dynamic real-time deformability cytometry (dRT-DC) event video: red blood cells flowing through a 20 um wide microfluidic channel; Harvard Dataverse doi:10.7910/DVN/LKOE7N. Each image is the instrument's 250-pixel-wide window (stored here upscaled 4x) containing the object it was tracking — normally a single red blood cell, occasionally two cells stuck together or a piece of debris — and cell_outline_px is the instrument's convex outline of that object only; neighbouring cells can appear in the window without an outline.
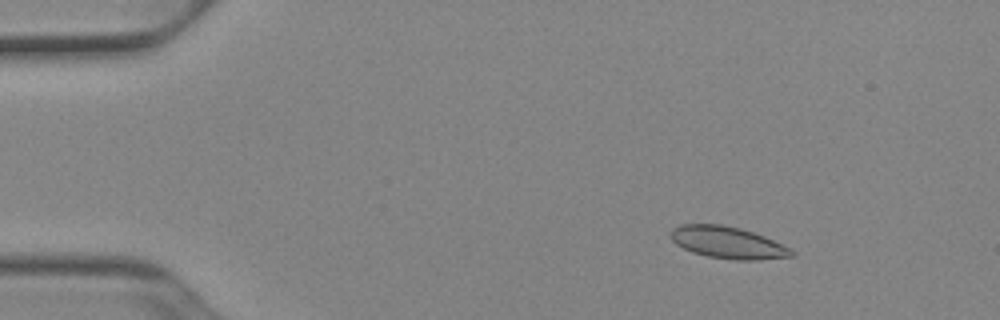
{"species": "Egyptian fruit bat (a non-hibernating species)", "species_latin": "Rousettus aegyptiacus", "temperature_condition": "cold", "stored_images_in_passage": 52, "camera_frame_rate_fps": 3000, "um_per_image_px": 0.085, "animal": {"sex": "female"}, "frame": {"image": 1, "passage_image": 8, "time_ms": 2.333, "image_size_px": [1000, 320], "cell_outline_px": [[796, 252], [792, 256], [760, 260], [736, 260], [708, 256], [692, 252], [676, 244], [672, 240], [672, 228], [680, 224], [720, 224], [740, 228], [764, 236], [792, 248]], "centroid_in_image_um": [61.89, 20.62], "position_along_channel_um": 23.1, "area_um2": 22.43}}
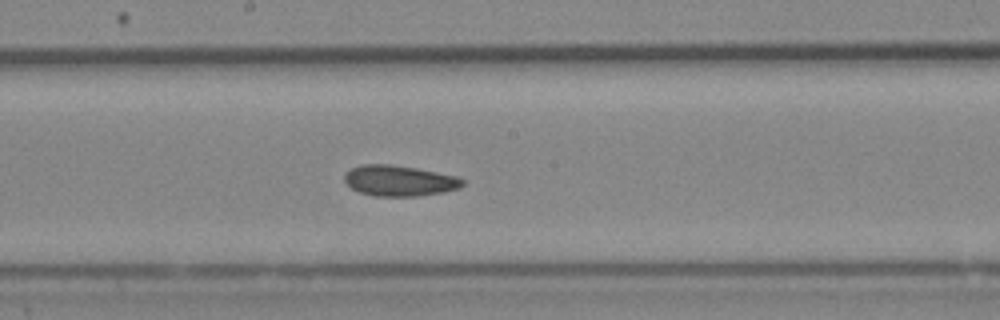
{"frame": {"image": 2, "passage_image": 29, "time_ms": 9.333, "image_size_px": [1000, 320], "cell_outline_px": [[464, 184], [460, 188], [444, 192], [420, 196], [372, 196], [360, 192], [352, 188], [344, 180], [344, 176], [352, 168], [360, 164], [392, 164], [416, 168], [456, 176], [464, 180]], "centroid_in_image_um": [33.96, 15.36], "position_along_channel_um": 214.2, "area_um2": 21.15}}
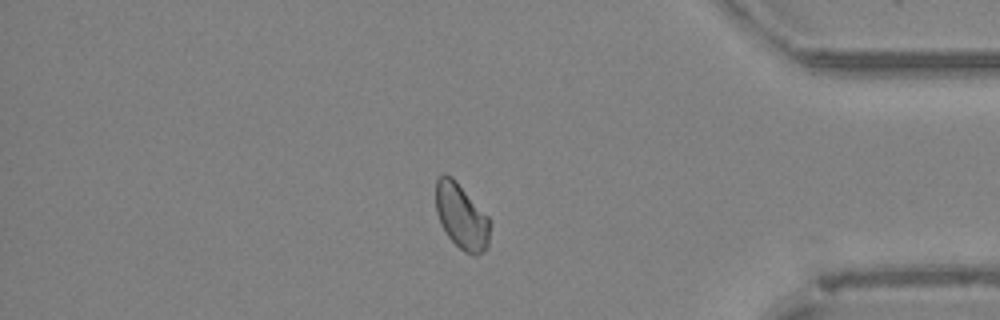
{"frame": {"image": 3, "passage_image": 45, "time_ms": 14.667, "image_size_px": [1000, 320], "cell_outline_px": [[488, 248], [484, 252], [476, 256], [472, 256], [464, 252], [448, 236], [440, 224], [436, 212], [436, 180], [444, 172], [452, 176], [456, 180], [488, 216]], "centroid_in_image_um": [39.2, 18.39], "position_along_channel_um": 396.0, "area_um2": 20.63}, "authors_computed_cell_mechanics": {"area_um2": 21.386, "velocity_mm_per_s": 3.9019, "shape_relaxation_time_tau1_ms": null, "shape_relaxation_time_tau2_ms": 3.6842, "deformation_change_tau1": null, "deformation_change_tau2": 0.0545}}